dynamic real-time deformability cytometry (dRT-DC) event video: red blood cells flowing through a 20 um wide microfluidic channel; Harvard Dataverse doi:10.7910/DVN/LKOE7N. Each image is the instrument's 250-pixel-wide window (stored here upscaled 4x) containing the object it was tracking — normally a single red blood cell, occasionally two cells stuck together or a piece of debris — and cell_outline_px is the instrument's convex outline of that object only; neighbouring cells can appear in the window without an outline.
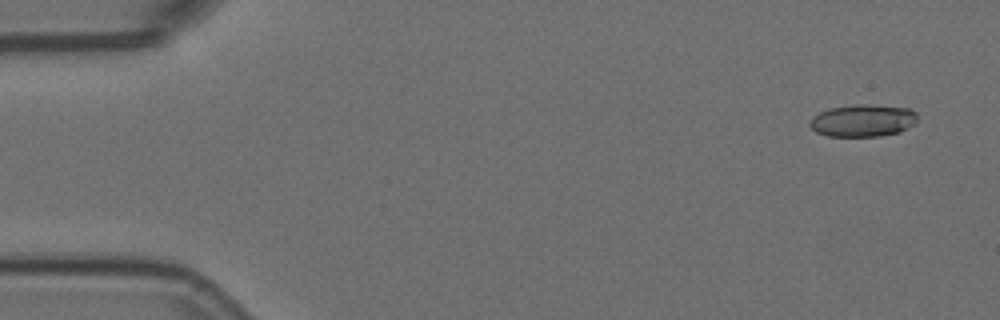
{"species": "Egyptian fruit bat (a non-hibernating species)", "species_latin": "Rousettus aegyptiacus", "temperature_condition": "room temperature", "stored_images_in_passage": 5, "camera_frame_rate_fps": 3000, "um_per_image_px": 0.085, "animal": {"sex": "female"}, "frame": {"image": 1, "passage_image": 1, "time_ms": 0.0, "image_size_px": [1000, 320], "cell_outline_px": [[916, 124], [900, 132], [880, 136], [828, 136], [816, 132], [808, 124], [812, 116], [828, 108], [852, 104], [872, 104], [908, 108], [916, 112]], "centroid_in_image_um": [73.34, 10.24], "position_along_channel_um": 11.7, "area_um2": 20.52}}
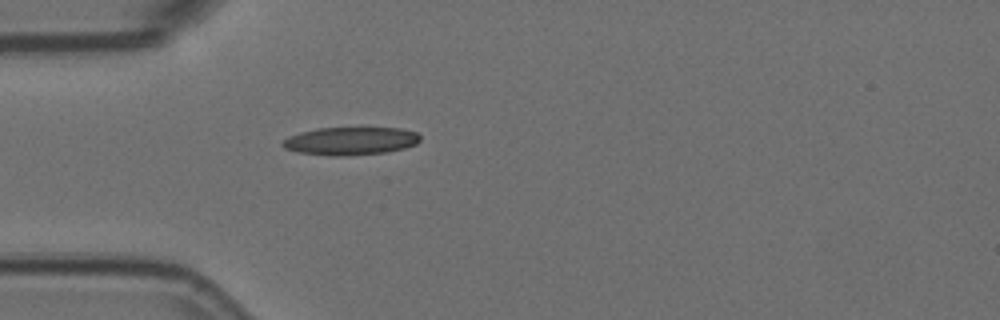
{"frame": {"image": 2, "passage_image": 5, "time_ms": 1.333, "image_size_px": [1000, 320], "cell_outline_px": [[420, 140], [416, 144], [404, 148], [388, 152], [336, 156], [332, 156], [296, 152], [284, 148], [280, 144], [288, 136], [300, 132], [316, 128], [400, 128], [416, 132], [420, 136]], "centroid_in_image_um": [29.77, 11.98], "position_along_channel_um": 55.2, "area_um2": 22.43}}